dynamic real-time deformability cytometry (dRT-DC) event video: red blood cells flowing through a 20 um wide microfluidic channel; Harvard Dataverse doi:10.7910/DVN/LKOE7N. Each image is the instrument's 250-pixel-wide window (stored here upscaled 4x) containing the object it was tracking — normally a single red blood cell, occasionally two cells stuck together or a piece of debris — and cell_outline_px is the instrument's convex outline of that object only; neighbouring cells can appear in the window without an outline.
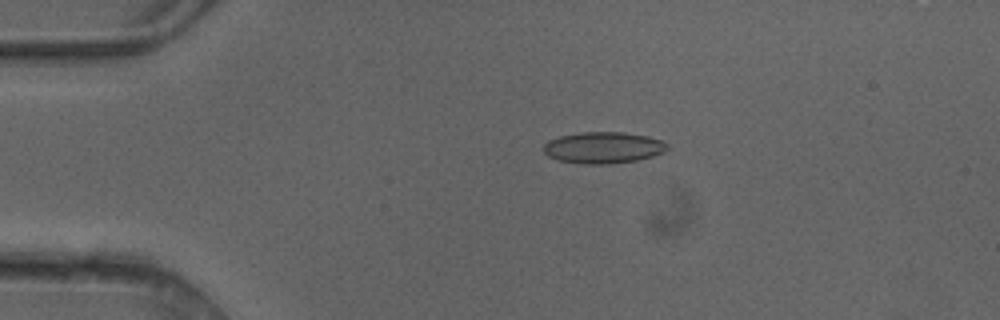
{"species": "common noctule bat (a hibernating species)", "species_latin": "Nyctalus noctula", "temperature_condition": "cold", "stored_images_in_passage": 3, "camera_frame_rate_fps": 3000, "um_per_image_px": 0.085, "animal": {"sex": "female"}, "frame": {"image": 1, "passage_image": 2, "time_ms": 0.333, "image_size_px": [1000, 320], "cell_outline_px": [[668, 148], [664, 152], [652, 156], [636, 160], [608, 164], [584, 164], [556, 160], [548, 156], [544, 152], [544, 144], [548, 140], [560, 136], [580, 132], [624, 132], [648, 136], [660, 140], [668, 144]], "centroid_in_image_um": [51.26, 12.55], "position_along_channel_um": 33.7, "area_um2": 22.72}}